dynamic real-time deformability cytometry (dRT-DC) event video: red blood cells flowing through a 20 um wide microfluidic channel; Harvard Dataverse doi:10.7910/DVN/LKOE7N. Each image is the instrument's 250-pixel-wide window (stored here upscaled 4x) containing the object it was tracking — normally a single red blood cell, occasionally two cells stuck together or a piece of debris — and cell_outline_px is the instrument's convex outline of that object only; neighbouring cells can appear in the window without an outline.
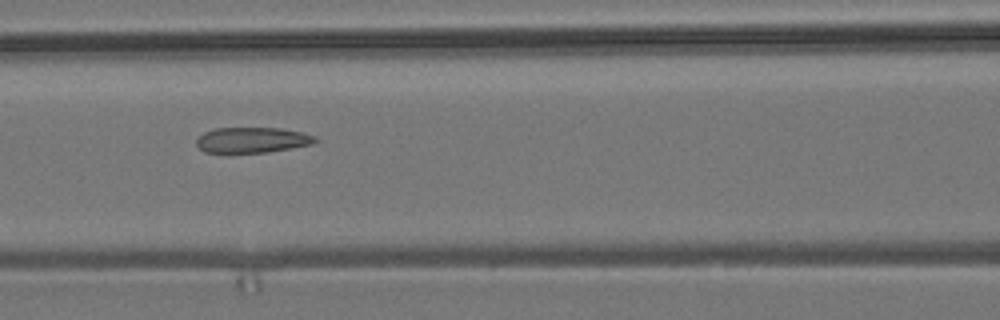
{"species": "common noctule bat (a hibernating species)", "species_latin": "Nyctalus noctula", "temperature_condition": "room temperature", "stored_images_in_passage": 8, "camera_frame_rate_fps": 3000, "um_per_image_px": 0.085, "animal": {"sex": "male", "body_mass_g": 19.2, "forearm_length_mm": 51.8}, "frame": {"image": 1, "passage_image": 6, "time_ms": 5.667, "image_size_px": [1000, 320], "cell_outline_px": [[320, 140], [312, 144], [292, 148], [264, 152], [228, 156], [204, 152], [196, 144], [196, 140], [204, 132], [216, 128], [280, 128], [304, 132], [316, 136]], "centroid_in_image_um": [21.41, 11.94], "position_along_channel_um": 145.2, "area_um2": 18.5}}
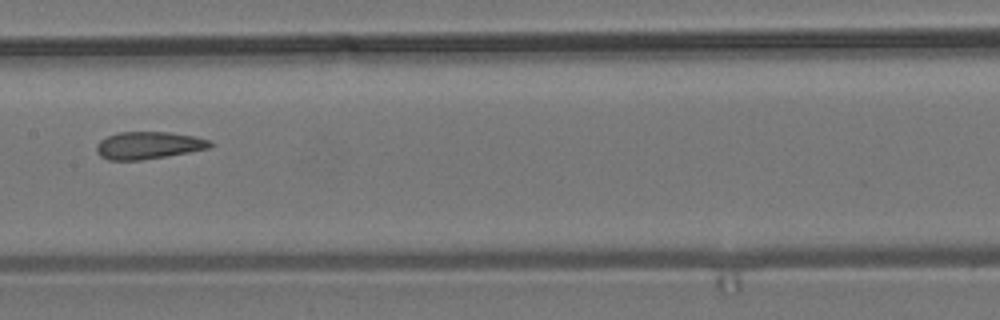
{"frame": {"image": 2, "passage_image": 7, "time_ms": 7.0, "image_size_px": [1000, 320], "cell_outline_px": [[216, 144], [212, 148], [140, 160], [108, 160], [100, 156], [96, 152], [96, 144], [100, 140], [116, 132], [172, 132], [196, 136], [208, 140]], "centroid_in_image_um": [12.63, 12.34], "position_along_channel_um": 194.8, "area_um2": 18.26}}
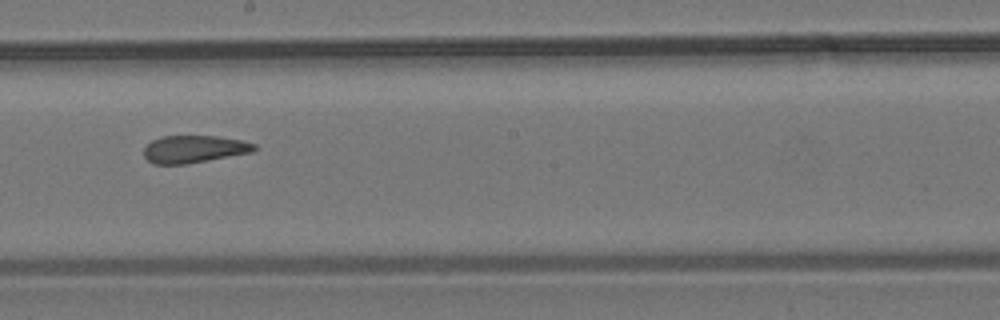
{"frame": {"image": 3, "passage_image": 8, "time_ms": 8.0, "image_size_px": [1000, 320], "cell_outline_px": [[256, 148], [252, 152], [188, 164], [152, 164], [144, 156], [144, 148], [152, 140], [160, 136], [216, 136], [244, 140], [256, 144]], "centroid_in_image_um": [16.49, 12.67], "position_along_channel_um": 231.7, "area_um2": 17.74}}